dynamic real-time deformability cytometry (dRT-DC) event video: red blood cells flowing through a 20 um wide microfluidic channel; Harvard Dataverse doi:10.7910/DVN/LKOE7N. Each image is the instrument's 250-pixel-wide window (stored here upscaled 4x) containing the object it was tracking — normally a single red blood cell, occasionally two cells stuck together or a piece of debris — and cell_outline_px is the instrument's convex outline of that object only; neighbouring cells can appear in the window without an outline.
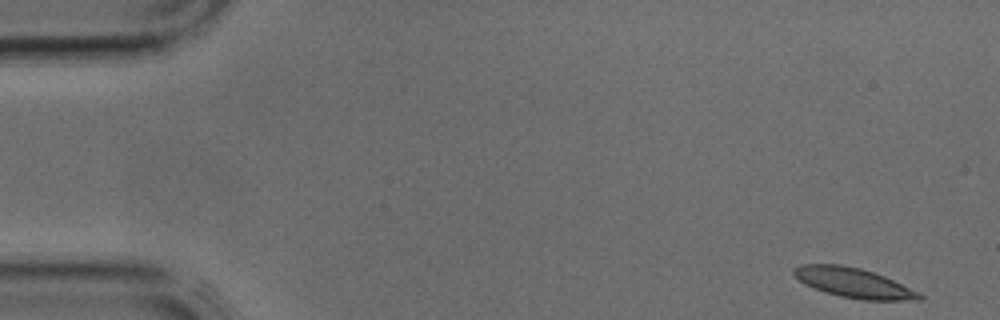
{"species": "common noctule bat (a hibernating species)", "species_latin": "Nyctalus noctula", "temperature_condition": "cold", "stored_images_in_passage": 3, "camera_frame_rate_fps": 3000, "um_per_image_px": 0.085, "animal": {"sex": "male", "body_mass_g": 17.9, "forearm_length_mm": 54.2}, "frame": {"image": 1, "passage_image": 1, "time_ms": 0.0, "image_size_px": [1000, 320], "cell_outline_px": [[924, 300], [864, 300], [840, 296], [824, 292], [804, 284], [792, 272], [800, 264], [840, 264], [860, 268], [884, 276], [920, 292], [924, 296]], "centroid_in_image_um": [72.59, 24.05], "position_along_channel_um": 12.4, "area_um2": 21.68}}